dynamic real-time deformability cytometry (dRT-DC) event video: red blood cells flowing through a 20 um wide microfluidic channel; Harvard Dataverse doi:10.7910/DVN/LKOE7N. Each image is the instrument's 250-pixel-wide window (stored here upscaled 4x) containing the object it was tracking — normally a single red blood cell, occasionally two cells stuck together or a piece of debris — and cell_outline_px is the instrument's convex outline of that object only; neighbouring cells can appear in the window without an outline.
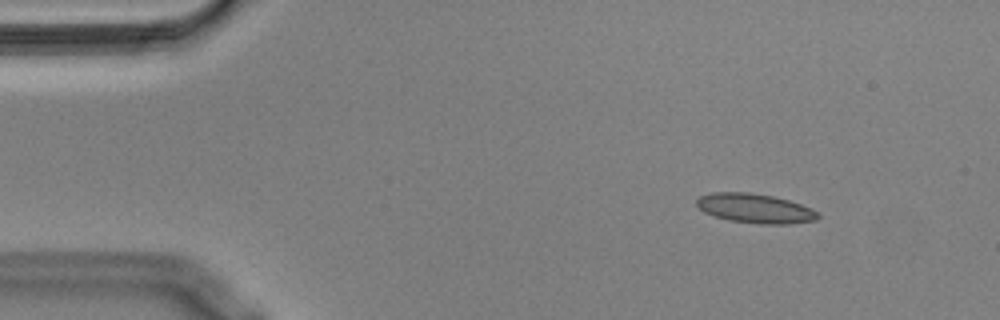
{"species": "Egyptian fruit bat (a non-hibernating species)", "species_latin": "Rousettus aegyptiacus", "temperature_condition": "cold", "stored_images_in_passage": 50, "camera_frame_rate_fps": 3000, "um_per_image_px": 0.085, "animal": {"sex": "male"}, "frame": {"image": 1, "passage_image": 1, "time_ms": 0.0, "image_size_px": [1000, 320], "cell_outline_px": [[820, 216], [816, 220], [788, 224], [760, 224], [728, 220], [704, 212], [696, 204], [696, 200], [700, 196], [712, 192], [748, 192], [772, 196], [788, 200], [812, 208]], "centroid_in_image_um": [64.18, 17.71], "position_along_channel_um": 20.8, "area_um2": 20.69}}
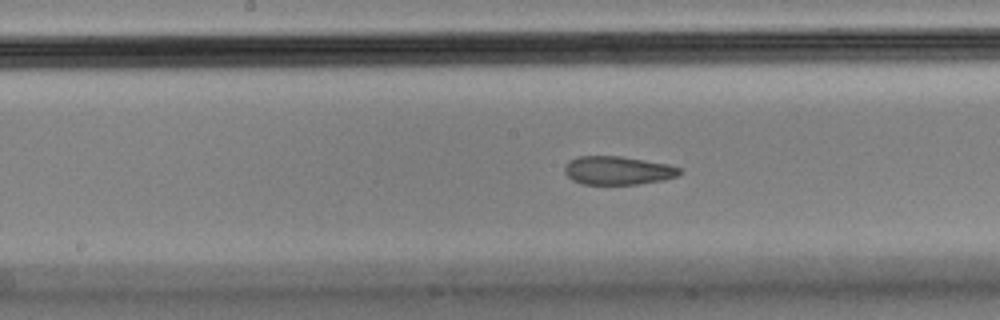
{"frame": {"image": 2, "passage_image": 22, "time_ms": 7.0, "image_size_px": [1000, 320], "cell_outline_px": [[680, 172], [676, 176], [664, 180], [640, 184], [580, 184], [572, 180], [564, 172], [564, 168], [568, 160], [580, 156], [620, 156], [668, 164], [680, 168]], "centroid_in_image_um": [52.48, 14.49], "position_along_channel_um": 195.7, "area_um2": 19.07}}
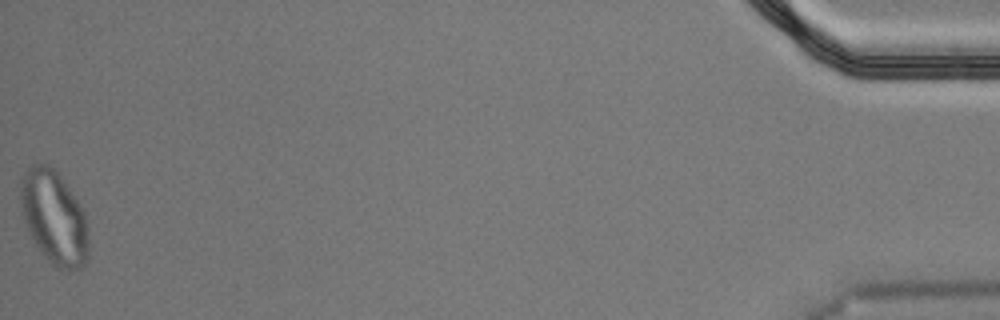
{"frame": {"image": 3, "passage_image": 50, "time_ms": 16.333, "image_size_px": [1000, 320], "cell_outline_px": [[88, 256], [84, 264], [80, 268], [56, 268], [44, 256], [28, 232], [20, 204], [20, 180], [24, 172], [32, 164], [48, 164], [60, 176], [84, 212], [88, 224]], "centroid_in_image_um": [4.58, 18.48], "position_along_channel_um": 430.6, "area_um2": 36.76}, "authors_computed_cell_mechanics": {"area_um2": 20.7213, "velocity_mm_per_s": 3.5777, "shape_relaxation_time_tau1_ms": null, "shape_relaxation_time_tau2_ms": 0.933, "deformation_change_tau1": null, "deformation_change_tau2": 0.0689}}